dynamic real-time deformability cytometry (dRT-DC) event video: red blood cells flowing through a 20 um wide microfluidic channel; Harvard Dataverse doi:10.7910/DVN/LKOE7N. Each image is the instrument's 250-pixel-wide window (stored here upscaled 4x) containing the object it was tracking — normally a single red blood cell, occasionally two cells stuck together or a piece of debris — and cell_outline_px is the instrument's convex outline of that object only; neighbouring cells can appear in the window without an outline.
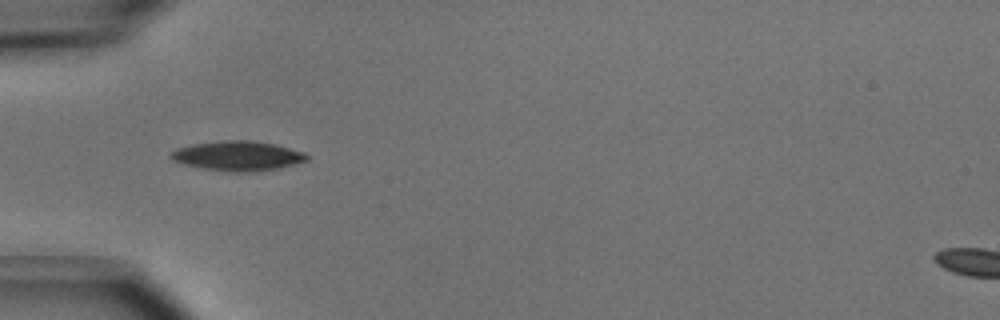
{"species": "common noctule bat (a hibernating species)", "species_latin": "Nyctalus noctula", "temperature_condition": "cold", "stored_images_in_passage": 35, "camera_frame_rate_fps": 3000, "um_per_image_px": 0.085, "animal": {"sex": "male", "body_mass_g": 15.6}, "frame": {"image": 1, "passage_image": 1, "time_ms": 0.0, "image_size_px": [1000, 320], "cell_outline_px": [[308, 160], [276, 168], [244, 172], [236, 172], [204, 168], [184, 164], [172, 160], [168, 156], [168, 152], [176, 148], [192, 144], [224, 140], [252, 140], [272, 144], [304, 152], [308, 156]], "centroid_in_image_um": [20.13, 13.23], "position_along_channel_um": 64.9, "area_um2": 23.18}}
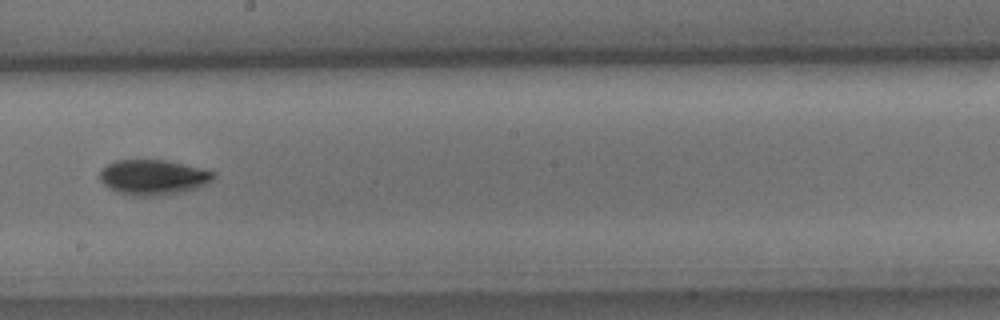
{"frame": {"image": 2, "passage_image": 14, "time_ms": 4.333, "image_size_px": [1000, 320], "cell_outline_px": [[216, 176], [212, 180], [196, 188], [184, 192], [160, 196], [132, 196], [108, 188], [100, 180], [100, 168], [116, 160], [164, 160], [216, 172]], "centroid_in_image_um": [13.0, 15.08], "position_along_channel_um": 235.2, "area_um2": 23.29}}
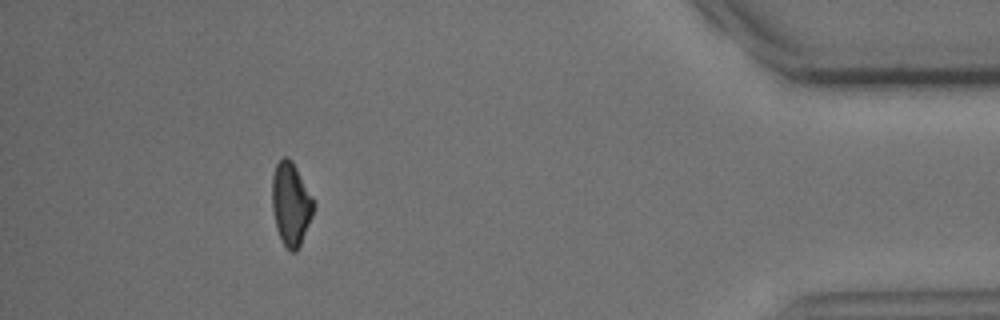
{"frame": {"image": 3, "passage_image": 31, "time_ms": 10.0, "image_size_px": [1000, 320], "cell_outline_px": [[316, 204], [312, 216], [300, 244], [296, 252], [292, 252], [280, 240], [276, 228], [272, 208], [272, 176], [276, 164], [284, 156], [288, 156], [292, 160], [312, 196]], "centroid_in_image_um": [24.72, 17.31], "position_along_channel_um": 410.5, "area_um2": 20.11}, "authors_computed_cell_mechanics": {"area_um2": 21.9062, "velocity_mm_per_s": 3.9662, "shape_relaxation_time_tau1_ms": 2.3817, "shape_relaxation_time_tau2_ms": null, "deformation_change_tau1": 0.1064, "deformation_change_tau2": null}}